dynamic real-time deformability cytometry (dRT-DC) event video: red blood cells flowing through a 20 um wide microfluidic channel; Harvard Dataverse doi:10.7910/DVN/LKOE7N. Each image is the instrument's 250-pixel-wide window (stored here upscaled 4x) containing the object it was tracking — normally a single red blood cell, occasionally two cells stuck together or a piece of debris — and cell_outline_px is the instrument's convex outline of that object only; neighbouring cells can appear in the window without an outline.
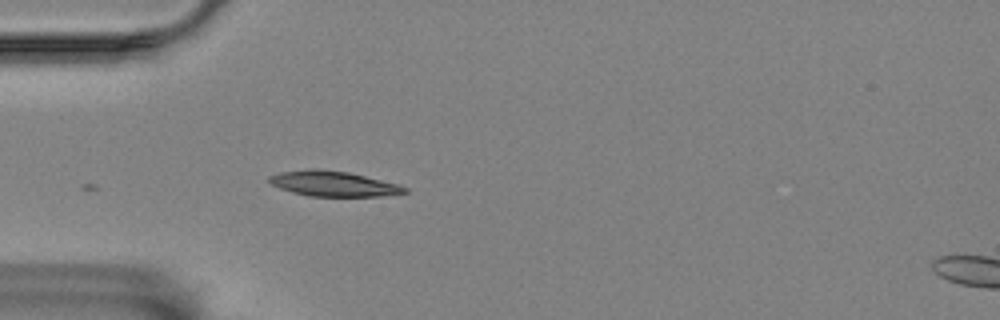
{"species": "Egyptian fruit bat (a non-hibernating species)", "species_latin": "Rousettus aegyptiacus", "temperature_condition": "room temperature", "stored_images_in_passage": 19, "camera_frame_rate_fps": 3000, "um_per_image_px": 0.085, "animal": {"sex": "female"}, "frame": {"image": 1, "passage_image": 1, "time_ms": 0.0, "image_size_px": [1000, 320], "cell_outline_px": [[408, 192], [380, 196], [308, 196], [292, 192], [280, 188], [272, 184], [268, 180], [268, 176], [280, 172], [308, 168], [316, 168], [348, 172], [400, 184], [408, 188]], "centroid_in_image_um": [28.33, 15.6], "position_along_channel_um": 56.7, "area_um2": 20.0}}
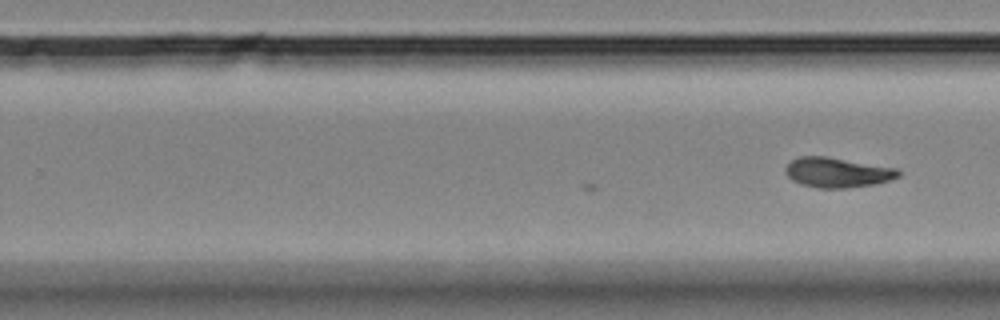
{"frame": {"image": 2, "passage_image": 19, "time_ms": 6.0, "image_size_px": [1000, 320], "cell_outline_px": [[900, 176], [892, 180], [876, 184], [844, 188], [816, 188], [800, 184], [792, 180], [784, 172], [784, 168], [792, 160], [800, 156], [824, 156], [896, 168], [900, 172]], "centroid_in_image_um": [71.16, 14.67], "position_along_channel_um": 258.6, "area_um2": 19.71}}